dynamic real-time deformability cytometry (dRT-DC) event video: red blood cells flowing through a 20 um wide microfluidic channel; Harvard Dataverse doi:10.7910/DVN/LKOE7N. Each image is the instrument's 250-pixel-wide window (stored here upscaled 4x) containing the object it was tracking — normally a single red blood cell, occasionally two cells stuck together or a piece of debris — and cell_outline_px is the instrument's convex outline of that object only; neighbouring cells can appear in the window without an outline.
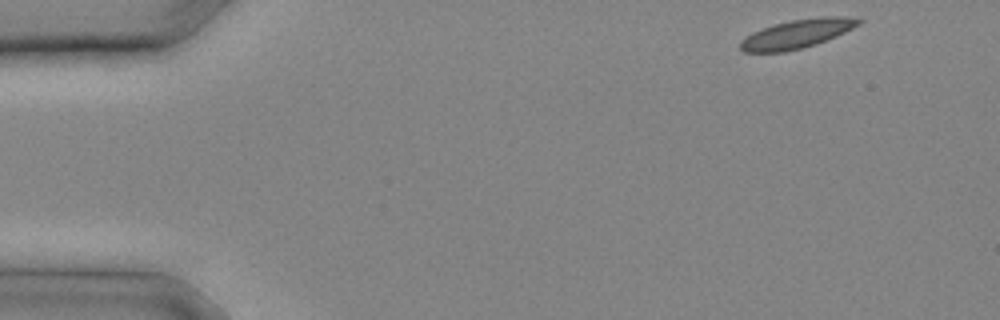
{"species": "common noctule bat (a hibernating species)", "species_latin": "Nyctalus noctula", "temperature_condition": "cold", "stored_images_in_passage": 8, "camera_frame_rate_fps": 3000, "um_per_image_px": 0.085, "animal": {"sex": "male", "body_mass_g": 20.4}, "frame": {"image": 1, "passage_image": 1, "time_ms": 0.0, "image_size_px": [1000, 320], "cell_outline_px": [[864, 20], [860, 24], [836, 36], [816, 44], [784, 52], [744, 52], [740, 48], [740, 40], [752, 32], [772, 24], [792, 20], [824, 16], [848, 16]], "centroid_in_image_um": [67.74, 2.87], "position_along_channel_um": 17.3, "area_um2": 19.83}}
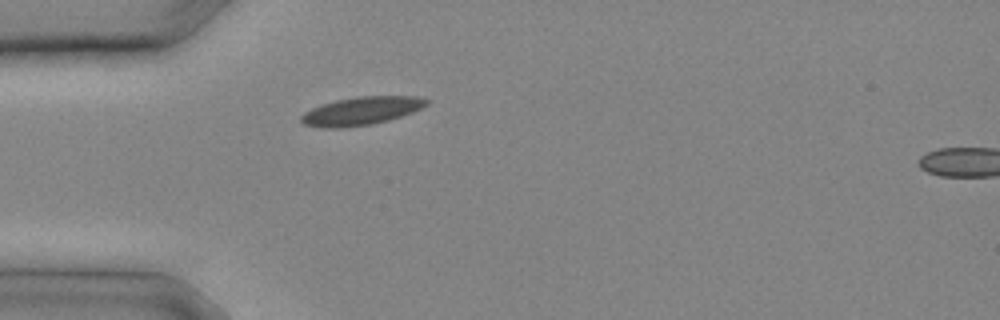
{"frame": {"image": 2, "passage_image": 6, "time_ms": 1.667, "image_size_px": [1000, 320], "cell_outline_px": [[428, 104], [412, 112], [388, 120], [368, 124], [340, 128], [324, 128], [304, 124], [300, 120], [300, 116], [304, 112], [312, 108], [336, 100], [356, 96], [416, 96], [428, 100]], "centroid_in_image_um": [30.68, 9.42], "position_along_channel_um": 54.3, "area_um2": 20.29}}